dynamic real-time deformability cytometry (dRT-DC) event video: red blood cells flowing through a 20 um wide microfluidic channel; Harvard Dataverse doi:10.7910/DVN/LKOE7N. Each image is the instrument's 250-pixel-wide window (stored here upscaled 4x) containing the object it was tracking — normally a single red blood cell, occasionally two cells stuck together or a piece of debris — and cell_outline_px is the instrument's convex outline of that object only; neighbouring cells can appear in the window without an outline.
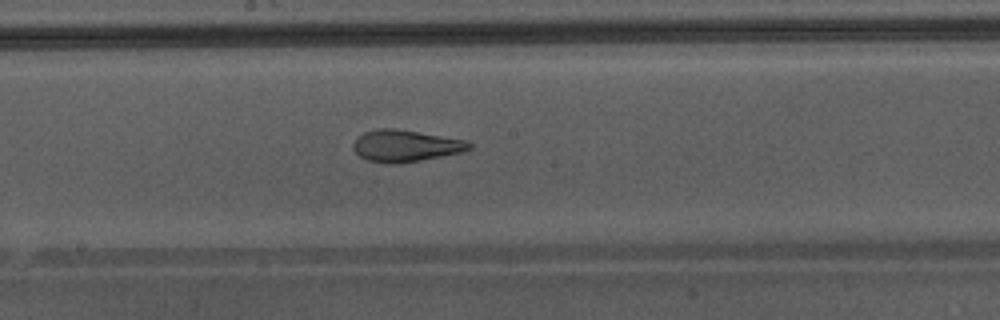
{"species": "Egyptian fruit bat (a non-hibernating species)", "species_latin": "Rousettus aegyptiacus", "temperature_condition": "warm", "stored_images_in_passage": 28, "camera_frame_rate_fps": 3000, "um_per_image_px": 0.085, "animal": {"sex": "male"}, "frame": {"image": 1, "passage_image": 13, "time_ms": 4.0, "image_size_px": [1000, 320], "cell_outline_px": [[472, 148], [460, 152], [400, 164], [384, 164], [368, 160], [360, 156], [352, 148], [352, 144], [364, 132], [376, 128], [396, 128], [468, 140], [472, 144]], "centroid_in_image_um": [34.46, 12.39], "position_along_channel_um": 213.7, "area_um2": 21.56}}
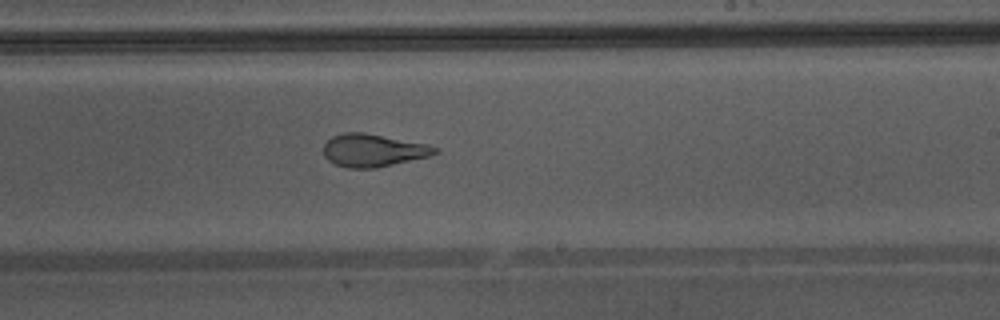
{"frame": {"image": 2, "passage_image": 16, "time_ms": 5.0, "image_size_px": [1000, 320], "cell_outline_px": [[440, 152], [428, 156], [376, 168], [348, 168], [336, 164], [328, 160], [324, 156], [324, 144], [332, 136], [344, 132], [364, 132], [428, 144], [440, 148]], "centroid_in_image_um": [31.73, 12.77], "position_along_channel_um": 257.3, "area_um2": 21.27}, "authors_computed_cell_mechanics": {"area_um2": 21.7617, "velocity_mm_per_s": 4.3703, "shape_relaxation_time_tau1_ms": null, "shape_relaxation_time_tau2_ms": 1.3775, "deformation_change_tau1": null, "deformation_change_tau2": 0.0923}}